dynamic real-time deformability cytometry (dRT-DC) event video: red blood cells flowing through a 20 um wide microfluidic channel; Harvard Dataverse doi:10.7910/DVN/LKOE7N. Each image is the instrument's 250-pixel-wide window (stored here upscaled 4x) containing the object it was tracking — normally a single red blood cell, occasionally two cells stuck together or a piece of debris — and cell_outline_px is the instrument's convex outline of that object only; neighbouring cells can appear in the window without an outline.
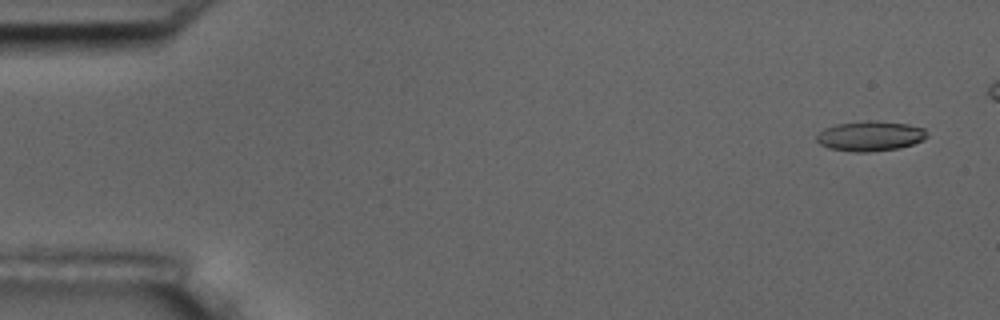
{"species": "common noctule bat (a hibernating species)", "species_latin": "Nyctalus noctula", "temperature_condition": "room temperature", "stored_images_in_passage": 6, "camera_frame_rate_fps": 3000, "um_per_image_px": 0.085, "animal": {"sex": "male", "body_mass_g": 17.5, "forearm_length_mm": 52.3}, "frame": {"image": 1, "passage_image": 1, "time_ms": 0.0, "image_size_px": [1000, 320], "cell_outline_px": [[928, 136], [924, 140], [900, 148], [868, 152], [856, 152], [828, 148], [820, 144], [816, 140], [816, 136], [824, 128], [836, 124], [868, 120], [876, 120], [908, 124], [924, 128], [928, 132]], "centroid_in_image_um": [73.99, 11.56], "position_along_channel_um": 11.0, "area_um2": 19.48}}